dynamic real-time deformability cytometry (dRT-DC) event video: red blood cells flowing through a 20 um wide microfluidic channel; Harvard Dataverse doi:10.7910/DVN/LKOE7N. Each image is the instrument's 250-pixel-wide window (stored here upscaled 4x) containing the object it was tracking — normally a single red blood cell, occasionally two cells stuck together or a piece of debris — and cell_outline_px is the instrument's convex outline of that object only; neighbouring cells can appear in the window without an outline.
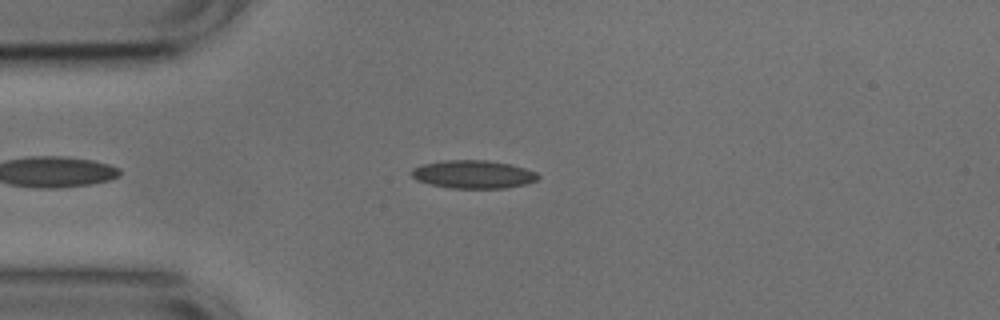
{"species": "common noctule bat (a hibernating species)", "species_latin": "Nyctalus noctula", "temperature_condition": "cold", "stored_images_in_passage": 42, "camera_frame_rate_fps": 3000, "um_per_image_px": 0.085, "animal": {"sex": "male", "body_mass_g": 17.9, "forearm_length_mm": 54.2}, "frame": {"image": 1, "passage_image": 5, "time_ms": 1.333, "image_size_px": [1000, 320], "cell_outline_px": [[540, 176], [536, 180], [524, 184], [504, 188], [452, 188], [432, 184], [416, 180], [412, 176], [412, 168], [420, 164], [444, 160], [488, 160], [508, 164], [524, 168], [536, 172]], "centroid_in_image_um": [40.2, 14.81], "position_along_channel_um": 44.8, "area_um2": 20.58}}
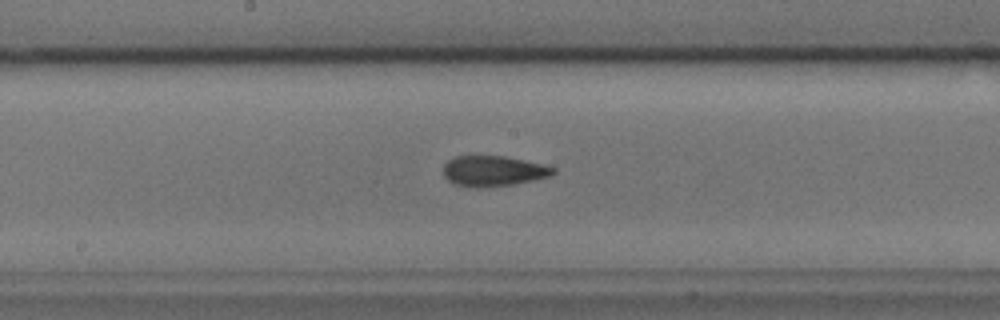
{"frame": {"image": 2, "passage_image": 19, "time_ms": 6.0, "image_size_px": [1000, 320], "cell_outline_px": [[556, 172], [548, 176], [532, 180], [512, 184], [480, 188], [476, 188], [452, 184], [444, 176], [444, 164], [448, 160], [456, 156], [504, 156], [544, 164], [556, 168]], "centroid_in_image_um": [41.91, 14.53], "position_along_channel_um": 206.3, "area_um2": 19.48}}
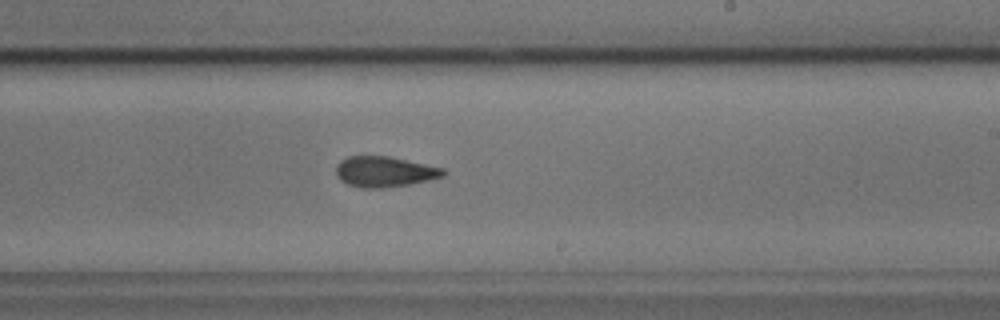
{"frame": {"image": 3, "passage_image": 23, "time_ms": 7.333, "image_size_px": [1000, 320], "cell_outline_px": [[444, 176], [428, 180], [408, 184], [380, 188], [360, 188], [348, 184], [340, 180], [336, 176], [336, 164], [340, 160], [348, 156], [388, 156], [444, 168]], "centroid_in_image_um": [32.63, 14.59], "position_along_channel_um": 256.4, "area_um2": 19.02}, "authors_computed_cell_mechanics": {"area_um2": 19.6809, "velocity_mm_per_s": 3.7726, "shape_relaxation_time_tau1_ms": null, "shape_relaxation_time_tau2_ms": 3.5198, "deformation_change_tau1": null, "deformation_change_tau2": 0.1068}}